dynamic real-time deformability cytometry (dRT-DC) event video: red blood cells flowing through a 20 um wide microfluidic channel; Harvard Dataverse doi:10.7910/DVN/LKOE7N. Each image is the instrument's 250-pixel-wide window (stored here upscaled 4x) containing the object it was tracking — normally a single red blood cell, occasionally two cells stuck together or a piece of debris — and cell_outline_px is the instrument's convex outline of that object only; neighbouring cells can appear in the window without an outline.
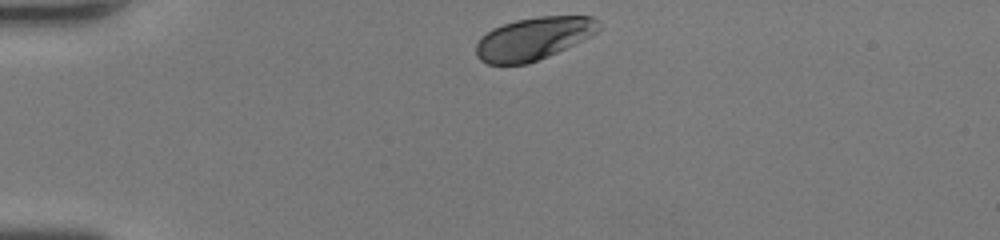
{"species": "human", "species_latin": "Homo sapiens", "temperature_condition": "room temperature", "stored_images_in_passage": 30, "camera_frame_rate_fps": 3000, "um_per_image_px": 0.085, "donor": {"sex": "female"}, "frame": {"image": 1, "passage_image": 1, "time_ms": 0.0, "image_size_px": [1000, 240], "cell_outline_px": [[600, 28], [592, 36], [548, 56], [528, 64], [488, 64], [480, 60], [476, 56], [476, 44], [480, 36], [492, 28], [516, 20], [540, 16], [592, 16], [596, 20]], "centroid_in_image_um": [45.32, 3.28], "position_along_channel_um": 39.7, "area_um2": 30.46}}
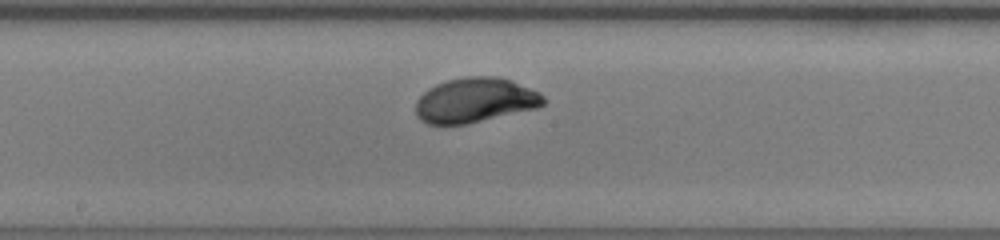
{"frame": {"image": 2, "passage_image": 16, "time_ms": 5.0, "image_size_px": [1000, 240], "cell_outline_px": [[548, 100], [544, 104], [536, 108], [468, 124], [428, 124], [420, 120], [416, 116], [416, 100], [428, 88], [436, 84], [448, 80], [464, 76], [496, 76], [512, 80], [540, 92]], "centroid_in_image_um": [40.39, 8.51], "position_along_channel_um": 207.8, "area_um2": 33.58}}
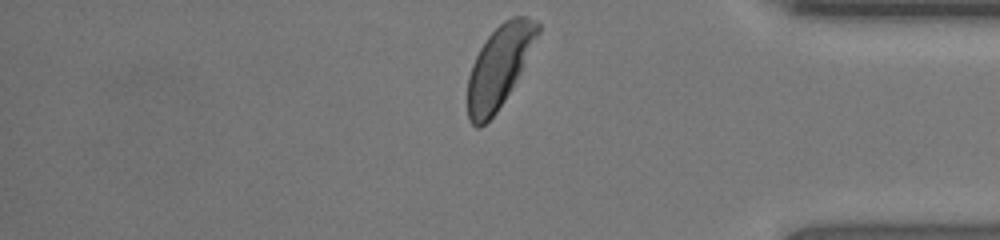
{"frame": {"image": 3, "passage_image": 30, "time_ms": 9.667, "image_size_px": [1000, 240], "cell_outline_px": [[540, 32], [520, 72], [504, 100], [496, 112], [480, 128], [476, 128], [468, 120], [468, 76], [472, 64], [480, 48], [488, 36], [504, 20], [512, 16], [524, 16], [536, 20], [540, 24]], "centroid_in_image_um": [42.42, 5.64], "position_along_channel_um": 392.8, "area_um2": 32.77}, "authors_computed_cell_mechanics": {"area_um2": 32.6859, "velocity_mm_per_s": 4.3457, "shape_relaxation_time_tau1_ms": 2.0461, "shape_relaxation_time_tau2_ms": null, "deformation_change_tau1": 0.1256, "deformation_change_tau2": null}}